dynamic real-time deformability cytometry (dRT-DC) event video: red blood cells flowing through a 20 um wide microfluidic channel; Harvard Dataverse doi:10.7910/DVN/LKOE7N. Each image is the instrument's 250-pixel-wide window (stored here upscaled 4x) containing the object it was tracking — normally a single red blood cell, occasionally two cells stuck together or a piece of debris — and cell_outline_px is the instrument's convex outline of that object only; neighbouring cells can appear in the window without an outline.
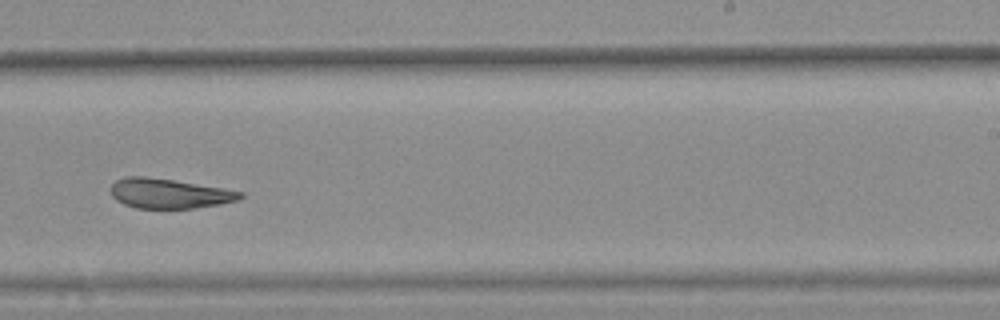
{"species": "common noctule bat (a hibernating species)", "species_latin": "Nyctalus noctula", "temperature_condition": "warm", "stored_images_in_passage": 43, "camera_frame_rate_fps": 3000, "um_per_image_px": 0.085, "animal": {"sex": "female", "body_mass_g": 25.1}, "frame": {"image": 1, "passage_image": 31, "time_ms": 10.0, "image_size_px": [1000, 320], "cell_outline_px": [[244, 196], [236, 200], [220, 204], [196, 208], [136, 208], [124, 204], [116, 200], [112, 196], [112, 184], [116, 180], [124, 176], [144, 176], [172, 180], [224, 188], [244, 192]], "centroid_in_image_um": [14.37, 16.44], "position_along_channel_um": 274.6, "area_um2": 22.37}}
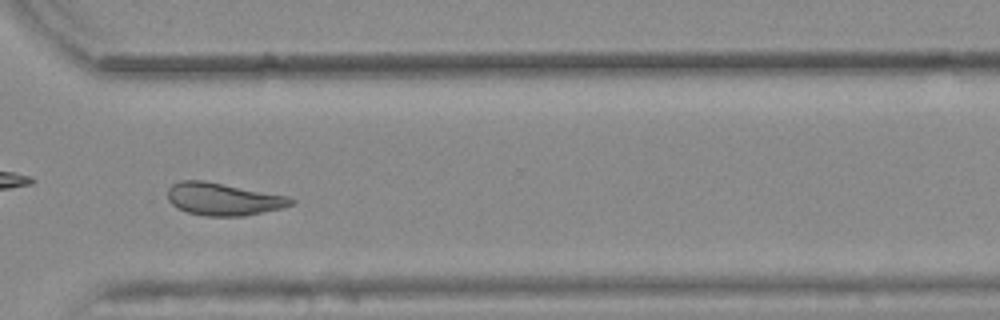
{"frame": {"image": 2, "passage_image": 37, "time_ms": 12.0, "image_size_px": [1000, 320], "cell_outline_px": [[296, 200], [292, 204], [280, 208], [244, 216], [204, 216], [188, 212], [176, 208], [168, 200], [168, 188], [172, 184], [180, 180], [204, 180], [288, 196]], "centroid_in_image_um": [18.94, 16.92], "position_along_channel_um": 351.7, "area_um2": 23.35}, "authors_computed_cell_mechanics": {"area_um2": 24.3916, "velocity_mm_per_s": 3.8177, "shape_relaxation_time_tau1_ms": null, "shape_relaxation_time_tau2_ms": 4.252, "deformation_change_tau1": null, "deformation_change_tau2": 0.141}}